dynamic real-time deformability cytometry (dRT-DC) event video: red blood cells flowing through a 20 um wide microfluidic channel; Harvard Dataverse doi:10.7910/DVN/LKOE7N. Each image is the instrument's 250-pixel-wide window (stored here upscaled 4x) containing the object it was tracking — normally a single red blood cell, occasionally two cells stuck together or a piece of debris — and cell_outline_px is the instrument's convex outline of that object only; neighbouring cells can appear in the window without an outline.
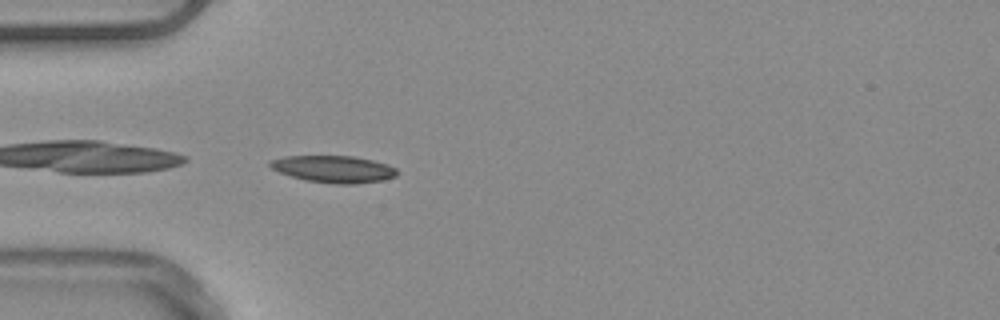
{"species": "common noctule bat (a hibernating species)", "species_latin": "Nyctalus noctula", "temperature_condition": "warm", "stored_images_in_passage": 37, "camera_frame_rate_fps": 3000, "um_per_image_px": 0.085, "animal": {"sex": "male", "body_mass_g": 20.4}, "frame": {"image": 1, "passage_image": 1, "time_ms": 0.0, "image_size_px": [1000, 320], "cell_outline_px": [[400, 172], [396, 176], [384, 180], [356, 184], [336, 184], [304, 180], [280, 172], [272, 168], [268, 164], [268, 160], [284, 156], [352, 156], [372, 160], [388, 164], [396, 168]], "centroid_in_image_um": [28.38, 14.37], "position_along_channel_um": 56.6, "area_um2": 20.11}, "authors_computed_cell_mechanics": {"area_um2": 18.3804, "velocity_mm_per_s": 3.9157, "shape_relaxation_time_tau1_ms": null, "shape_relaxation_time_tau2_ms": 5.9383, "deformation_change_tau1": null, "deformation_change_tau2": 0.1194}}